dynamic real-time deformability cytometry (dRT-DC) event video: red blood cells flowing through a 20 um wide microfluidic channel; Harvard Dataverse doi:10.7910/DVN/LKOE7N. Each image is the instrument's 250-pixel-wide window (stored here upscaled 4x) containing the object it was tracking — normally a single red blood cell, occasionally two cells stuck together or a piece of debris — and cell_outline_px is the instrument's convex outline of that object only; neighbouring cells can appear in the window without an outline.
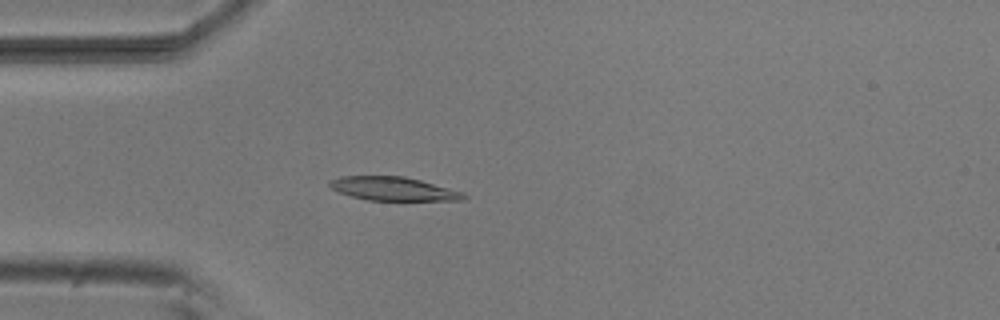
{"species": "common noctule bat (a hibernating species)", "species_latin": "Nyctalus noctula", "temperature_condition": "room temperature", "stored_images_in_passage": 43, "camera_frame_rate_fps": 3000, "um_per_image_px": 0.085, "animal": {"sex": "male", "body_mass_g": 20.5, "forearm_length_mm": 52.5}, "frame": {"image": 1, "passage_image": 5, "time_ms": 1.333, "image_size_px": [1000, 320], "cell_outline_px": [[468, 196], [464, 200], [368, 200], [352, 196], [340, 192], [332, 188], [328, 184], [328, 180], [340, 176], [404, 176], [420, 180], [464, 192]], "centroid_in_image_um": [33.44, 16.04], "position_along_channel_um": 51.6, "area_um2": 18.38}}
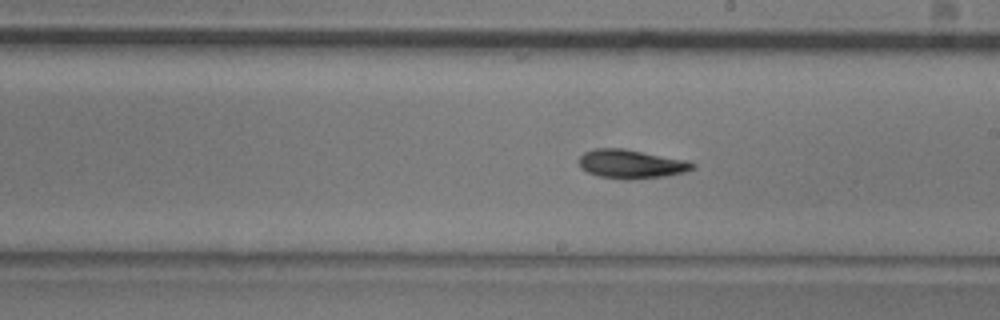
{"frame": {"image": 2, "passage_image": 20, "time_ms": 6.333, "image_size_px": [1000, 320], "cell_outline_px": [[696, 168], [684, 172], [664, 176], [632, 180], [624, 180], [596, 176], [580, 168], [580, 156], [584, 152], [596, 148], [624, 148], [688, 160], [696, 164]], "centroid_in_image_um": [53.66, 13.95], "position_along_channel_um": 235.3, "area_um2": 19.36}}
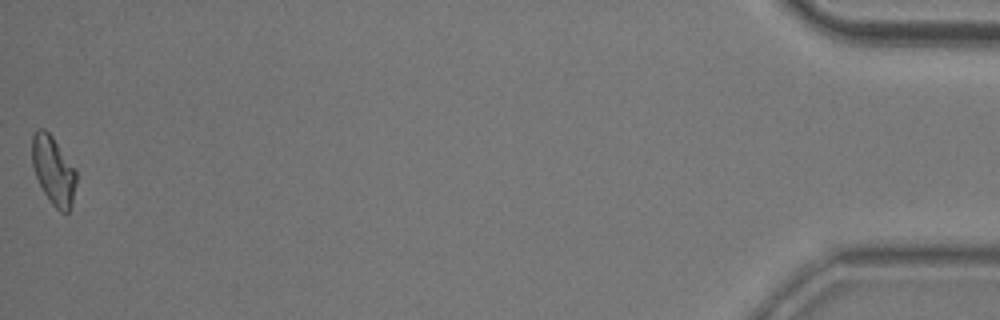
{"frame": {"image": 3, "passage_image": 43, "time_ms": 14.0, "image_size_px": [1000, 320], "cell_outline_px": [[76, 184], [72, 200], [68, 212], [60, 212], [52, 204], [44, 192], [36, 176], [32, 164], [32, 136], [36, 128], [44, 128], [52, 136], [76, 168]], "centroid_in_image_um": [4.54, 14.45], "position_along_channel_um": 430.7, "area_um2": 17.57}, "authors_computed_cell_mechanics": {"area_um2": 18.2648, "velocity_mm_per_s": 3.8335, "shape_relaxation_time_tau1_ms": 7.0002, "shape_relaxation_time_tau2_ms": null, "deformation_change_tau1": 0.1798, "deformation_change_tau2": null}}